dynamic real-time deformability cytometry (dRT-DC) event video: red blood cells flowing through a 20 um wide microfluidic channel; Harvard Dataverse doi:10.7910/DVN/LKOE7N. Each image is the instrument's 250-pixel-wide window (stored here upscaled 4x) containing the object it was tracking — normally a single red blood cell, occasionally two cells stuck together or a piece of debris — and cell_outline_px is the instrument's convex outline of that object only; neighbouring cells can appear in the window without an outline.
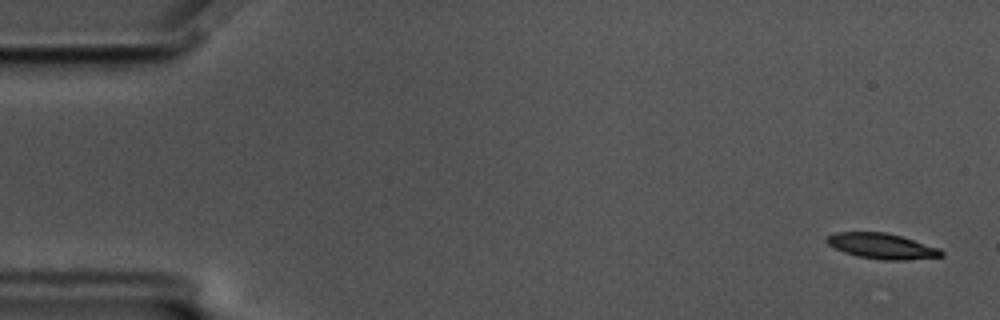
{"species": "common noctule bat (a hibernating species)", "species_latin": "Nyctalus noctula", "temperature_condition": "cold", "stored_images_in_passage": 57, "camera_frame_rate_fps": 3000, "um_per_image_px": 0.085, "animal": {"sex": "male", "body_mass_g": 17.5, "forearm_length_mm": 52.3}, "frame": {"image": 1, "passage_image": 2, "time_ms": 0.333, "image_size_px": [1000, 320], "cell_outline_px": [[944, 256], [904, 260], [880, 260], [856, 256], [844, 252], [828, 244], [824, 240], [828, 236], [836, 232], [884, 232], [900, 236], [940, 248], [944, 252]], "centroid_in_image_um": [74.96, 20.92], "position_along_channel_um": 10.0, "area_um2": 16.99}}
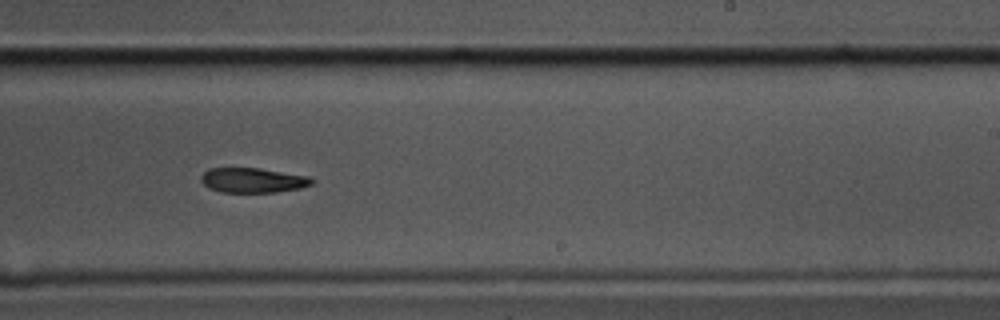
{"frame": {"image": 2, "passage_image": 35, "time_ms": 11.333, "image_size_px": [1000, 320], "cell_outline_px": [[312, 184], [300, 188], [276, 192], [220, 192], [208, 188], [200, 180], [200, 176], [208, 168], [260, 168], [308, 176], [312, 180]], "centroid_in_image_um": [21.44, 15.32], "position_along_channel_um": 267.6, "area_um2": 16.01}}
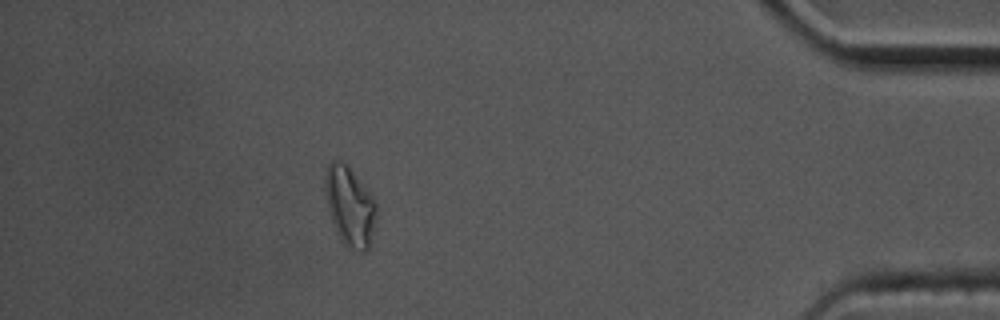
{"frame": {"image": 3, "passage_image": 51, "time_ms": 16.667, "image_size_px": [1000, 320], "cell_outline_px": [[376, 216], [368, 248], [364, 252], [360, 252], [344, 244], [332, 220], [328, 208], [324, 188], [324, 176], [328, 164], [332, 160], [340, 160], [348, 164], [364, 184], [372, 196], [376, 204]], "centroid_in_image_um": [29.72, 17.45], "position_along_channel_um": 405.5, "area_um2": 23.52}}